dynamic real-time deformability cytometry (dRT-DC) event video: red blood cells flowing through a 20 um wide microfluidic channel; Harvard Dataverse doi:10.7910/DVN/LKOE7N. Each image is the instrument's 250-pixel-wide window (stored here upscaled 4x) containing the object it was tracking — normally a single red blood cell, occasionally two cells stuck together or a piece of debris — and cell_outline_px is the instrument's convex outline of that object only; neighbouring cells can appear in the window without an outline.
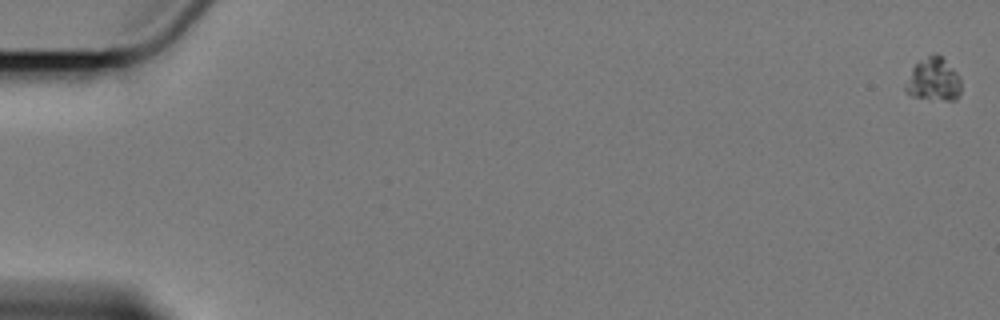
{"species": "Egyptian fruit bat (a non-hibernating species)", "species_latin": "Rousettus aegyptiacus", "temperature_condition": "cold", "stored_images_in_passage": 5, "camera_frame_rate_fps": 3000, "um_per_image_px": 0.085, "animal": {"sex": "female"}, "frame": {"image": 1, "passage_image": 1, "time_ms": 0.0, "image_size_px": [1000, 320], "cell_outline_px": [[960, 92], [956, 100], [944, 100], [912, 96], [904, 88], [904, 84], [912, 68], [920, 60], [936, 52], [960, 76]], "centroid_in_image_um": [79.34, 6.77], "position_along_channel_um": 5.7, "area_um2": 13.76}}